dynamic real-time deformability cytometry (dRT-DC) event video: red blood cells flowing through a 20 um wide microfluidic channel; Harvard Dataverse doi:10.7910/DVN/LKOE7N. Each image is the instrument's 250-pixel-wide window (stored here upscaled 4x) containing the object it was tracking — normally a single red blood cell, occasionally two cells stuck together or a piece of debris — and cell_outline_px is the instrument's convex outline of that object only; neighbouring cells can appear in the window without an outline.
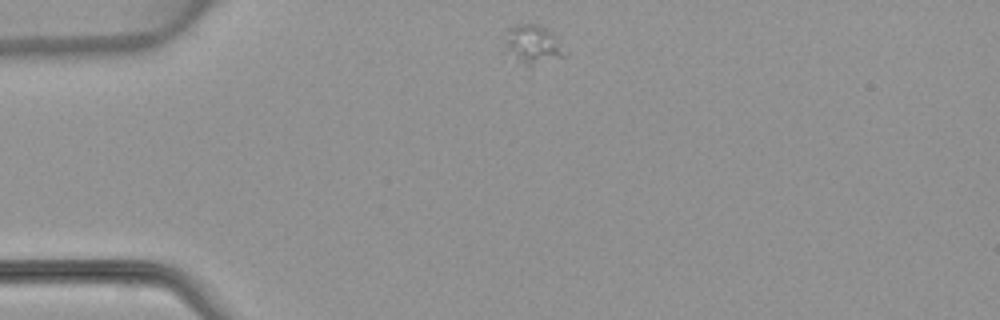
{"species": "common noctule bat (a hibernating species)", "species_latin": "Nyctalus noctula", "temperature_condition": "warm", "stored_images_in_passage": 4, "camera_frame_rate_fps": 3000, "um_per_image_px": 0.085, "animal": {"sex": "female", "body_mass_g": 22.7, "forearm_length_mm": 54.2}, "frame": {"image": 1, "passage_image": 1, "time_ms": 0.0, "image_size_px": [1000, 320], "cell_outline_px": [[568, 56], [532, 72], [508, 48], [504, 40], [508, 28], [516, 24], [536, 24], [552, 32], [556, 36]], "centroid_in_image_um": [45.41, 3.88], "position_along_channel_um": 39.6, "area_um2": 14.16}}
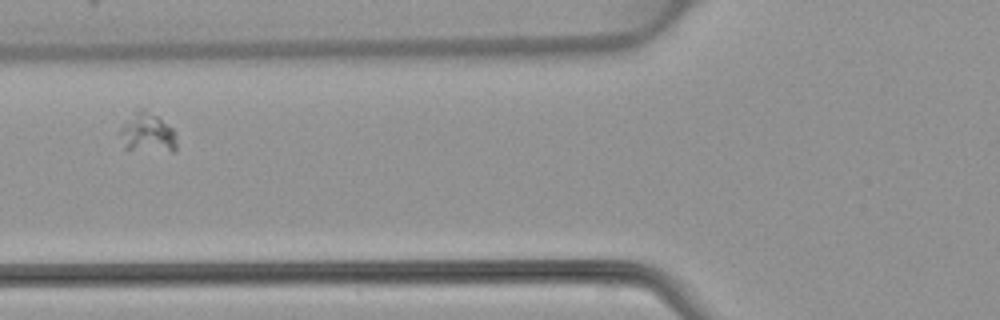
{"frame": {"image": 2, "passage_image": 3, "time_ms": 2.667, "image_size_px": [1000, 320], "cell_outline_px": [[176, 152], [172, 152], [124, 148], [120, 132], [120, 128], [136, 104], [140, 104], [172, 128], [176, 140]], "centroid_in_image_um": [12.49, 11.21], "position_along_channel_um": 113.3, "area_um2": 13.35}}
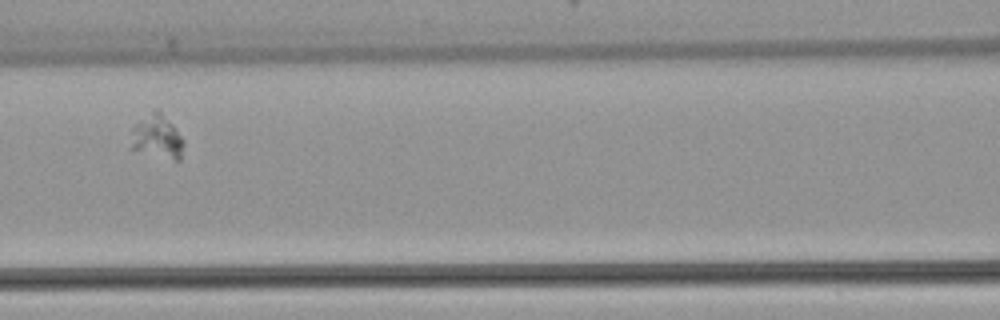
{"frame": {"image": 3, "passage_image": 4, "time_ms": 3.667, "image_size_px": [1000, 320], "cell_outline_px": [[184, 144], [180, 160], [176, 160], [132, 148], [132, 128], [140, 120], [156, 108], [176, 128], [184, 140]], "centroid_in_image_um": [13.4, 11.6], "position_along_channel_um": 153.2, "area_um2": 12.83}}